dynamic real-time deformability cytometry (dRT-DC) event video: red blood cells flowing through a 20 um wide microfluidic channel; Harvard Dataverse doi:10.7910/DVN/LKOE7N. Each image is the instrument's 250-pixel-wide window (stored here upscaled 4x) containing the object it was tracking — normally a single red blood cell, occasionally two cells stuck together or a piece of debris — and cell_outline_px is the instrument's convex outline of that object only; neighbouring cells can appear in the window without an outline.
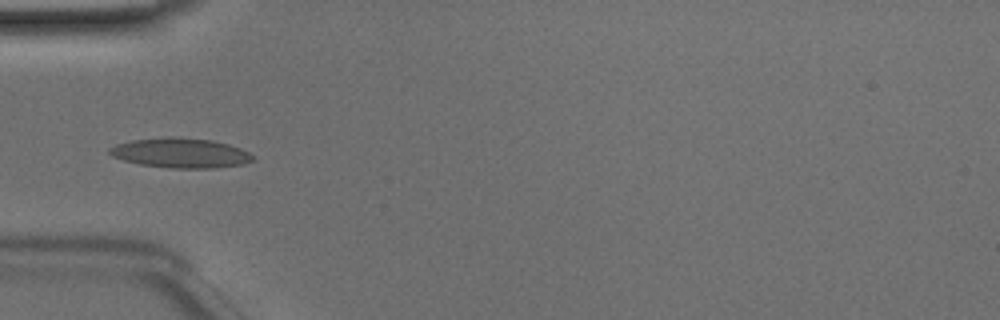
{"species": "Egyptian fruit bat (a non-hibernating species)", "species_latin": "Rousettus aegyptiacus", "temperature_condition": "room temperature", "stored_images_in_passage": 34, "camera_frame_rate_fps": 3000, "um_per_image_px": 0.085, "animal": {"sex": "male"}, "frame": {"image": 1, "passage_image": 1, "time_ms": 0.0, "image_size_px": [1000, 320], "cell_outline_px": [[256, 156], [252, 160], [244, 164], [212, 168], [172, 168], [140, 164], [124, 160], [112, 156], [108, 152], [108, 148], [116, 144], [132, 140], [168, 136], [180, 136], [212, 140], [228, 144], [240, 148]], "centroid_in_image_um": [15.35, 12.99], "position_along_channel_um": 69.7, "area_um2": 25.03}}
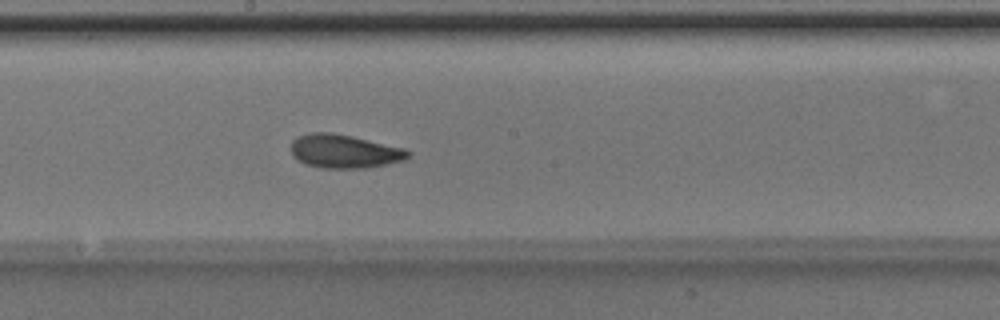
{"frame": {"image": 2, "passage_image": 12, "time_ms": 3.667, "image_size_px": [1000, 320], "cell_outline_px": [[412, 152], [404, 160], [364, 168], [320, 168], [304, 164], [296, 160], [292, 156], [292, 140], [296, 136], [312, 132], [332, 132], [352, 136], [404, 148]], "centroid_in_image_um": [29.21, 12.86], "position_along_channel_um": 219.0, "area_um2": 23.0}}
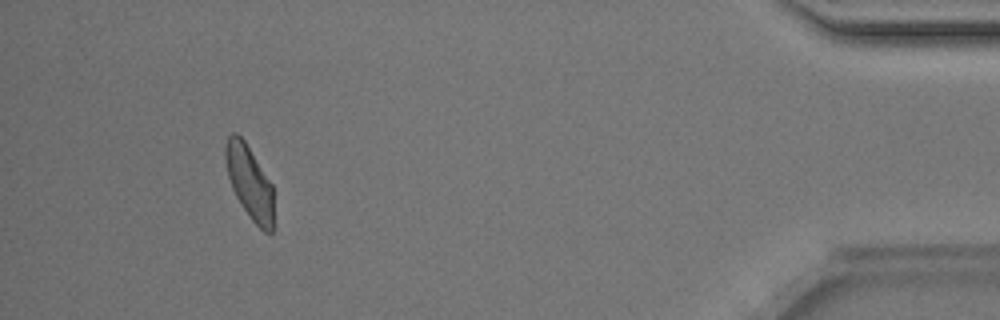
{"frame": {"image": 3, "passage_image": 31, "time_ms": 10.0, "image_size_px": [1000, 320], "cell_outline_px": [[272, 232], [264, 232], [252, 220], [236, 196], [232, 188], [228, 176], [224, 160], [224, 144], [228, 136], [232, 132], [236, 132], [244, 140], [272, 184]], "centroid_in_image_um": [21.16, 15.43], "position_along_channel_um": 414.0, "area_um2": 20.35}, "authors_computed_cell_mechanics": {"area_um2": 21.5305, "velocity_mm_per_s": 4.075, "shape_relaxation_time_tau1_ms": 3.2908, "shape_relaxation_time_tau2_ms": 2.322, "deformation_change_tau1": 0.122, "deformation_change_tau2": 0.0785}}